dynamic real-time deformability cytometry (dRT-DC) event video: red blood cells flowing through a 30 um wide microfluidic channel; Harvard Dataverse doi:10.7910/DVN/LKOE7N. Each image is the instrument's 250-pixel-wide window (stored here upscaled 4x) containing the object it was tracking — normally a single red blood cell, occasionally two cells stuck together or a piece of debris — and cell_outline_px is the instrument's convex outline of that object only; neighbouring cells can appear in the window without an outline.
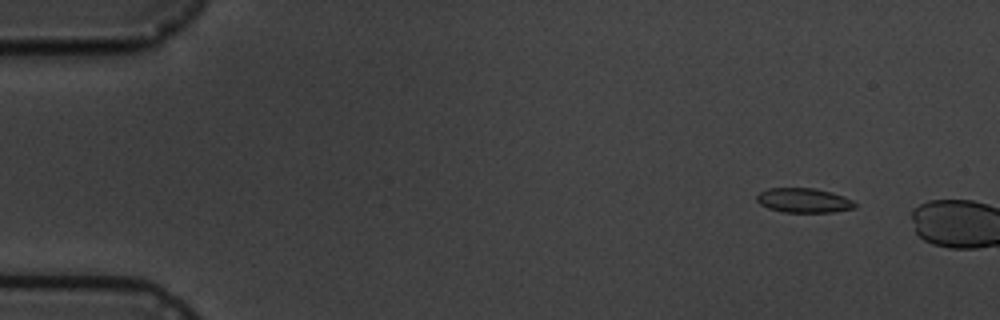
{"species": "common noctule bat (a hibernating species)", "species_latin": "Nyctalus noctula", "temperature_condition": "cold", "stored_images_in_passage": 3, "camera_frame_rate_fps": 3000, "um_per_image_px": 0.085, "animal": {"sex": "male", "body_mass_g": 19.5, "forearm_length_mm": 54.6}, "frame": {"image": 1, "passage_image": 2, "time_ms": 1.333, "image_size_px": [1000, 320], "cell_outline_px": [[856, 208], [832, 212], [784, 212], [768, 208], [760, 204], [756, 200], [756, 196], [760, 192], [768, 188], [816, 188], [832, 192], [844, 196], [852, 200], [856, 204]], "centroid_in_image_um": [68.33, 17.03], "position_along_channel_um": 16.7, "area_um2": 14.1}}